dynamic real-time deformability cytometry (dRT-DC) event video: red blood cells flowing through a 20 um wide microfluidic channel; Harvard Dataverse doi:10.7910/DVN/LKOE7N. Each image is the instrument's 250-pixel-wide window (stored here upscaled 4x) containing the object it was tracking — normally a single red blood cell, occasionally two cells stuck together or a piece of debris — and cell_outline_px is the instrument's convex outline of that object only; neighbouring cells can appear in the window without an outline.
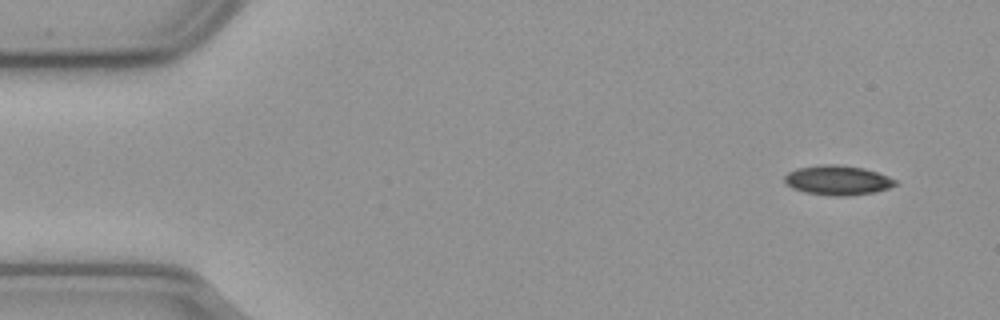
{"species": "common noctule bat (a hibernating species)", "species_latin": "Nyctalus noctula", "temperature_condition": "cold", "stored_images_in_passage": 54, "segment_of_instrument_passage": [1, 2], "camera_frame_rate_fps": 3000, "um_per_image_px": 0.085, "animal": {"sex": "male", "body_mass_g": 23.1, "forearm_length_mm": 52.7}, "frame": {"image": 1, "passage_image": 1, "time_ms": 0.0, "image_size_px": [1000, 320], "cell_outline_px": [[896, 184], [888, 188], [876, 192], [848, 196], [836, 196], [804, 192], [792, 188], [784, 180], [784, 176], [788, 172], [796, 168], [820, 164], [836, 164], [864, 168], [888, 176], [896, 180]], "centroid_in_image_um": [71.18, 15.31], "position_along_channel_um": 13.8, "area_um2": 19.13}}
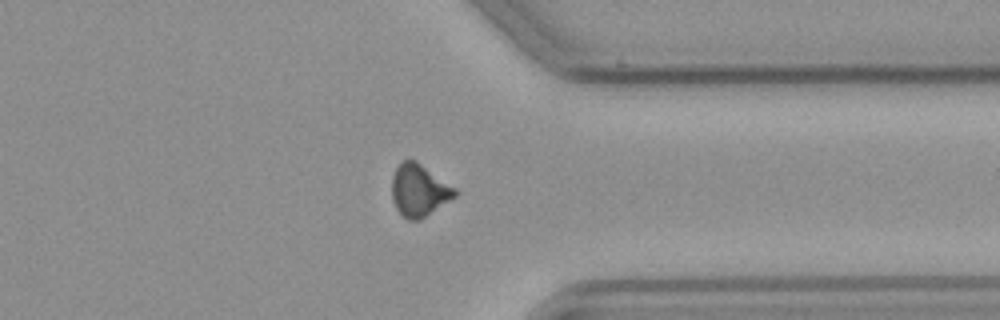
{"frame": {"image": 2, "passage_image": 40, "time_ms": 13.0, "image_size_px": [1000, 320], "cell_outline_px": [[456, 196], [420, 220], [408, 220], [396, 208], [392, 200], [392, 176], [396, 168], [404, 160], [416, 160], [456, 188]], "centroid_in_image_um": [35.61, 16.18], "position_along_channel_um": 375.8, "area_um2": 19.02}}
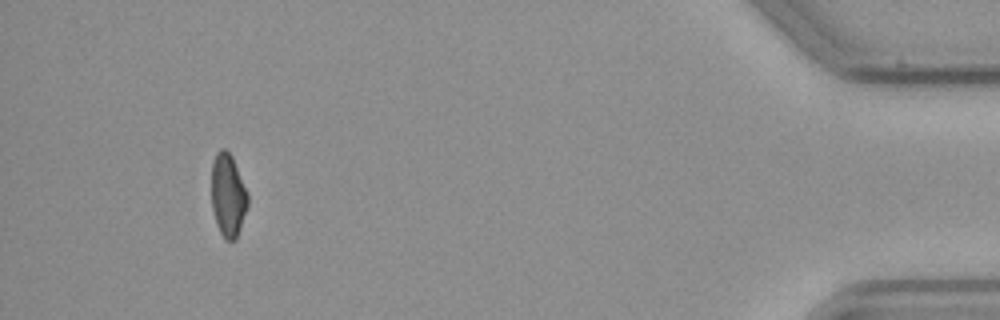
{"frame": {"image": 3, "passage_image": 49, "time_ms": 16.0, "image_size_px": [1000, 320], "cell_outline_px": [[248, 204], [236, 240], [224, 240], [216, 224], [212, 208], [212, 164], [216, 152], [220, 148], [224, 148], [232, 156], [248, 192]], "centroid_in_image_um": [19.38, 16.6], "position_along_channel_um": 415.8, "area_um2": 17.63}}